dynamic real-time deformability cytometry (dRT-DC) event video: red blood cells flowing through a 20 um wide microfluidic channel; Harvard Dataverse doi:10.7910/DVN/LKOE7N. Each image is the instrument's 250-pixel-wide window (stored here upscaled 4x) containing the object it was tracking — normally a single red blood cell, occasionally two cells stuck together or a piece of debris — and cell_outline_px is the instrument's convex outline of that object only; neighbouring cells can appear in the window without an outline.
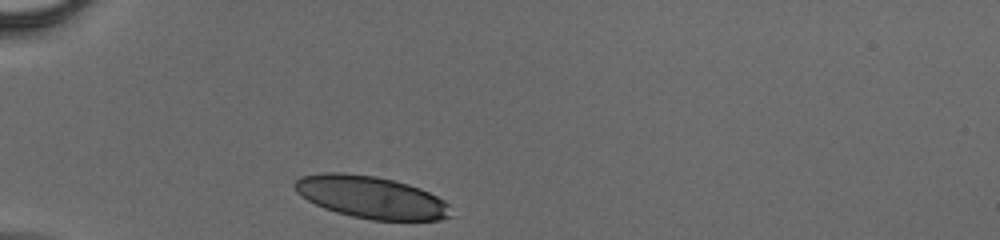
{"species": "human", "species_latin": "Homo sapiens", "temperature_condition": "cold", "stored_images_in_passage": 31, "camera_frame_rate_fps": 3000, "um_per_image_px": 0.085, "donor": {"sex": "male"}, "frame": {"image": 1, "passage_image": 1, "time_ms": 0.0, "image_size_px": [1000, 240], "cell_outline_px": [[452, 216], [440, 220], [372, 220], [352, 216], [336, 212], [324, 208], [300, 196], [296, 192], [292, 184], [300, 176], [324, 172], [344, 172], [376, 176], [408, 184], [420, 188], [444, 200], [448, 204]], "centroid_in_image_um": [31.51, 16.76], "position_along_channel_um": 53.5, "area_um2": 38.55}}
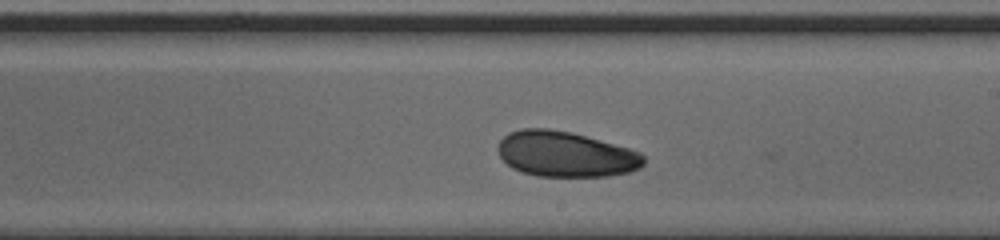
{"frame": {"image": 2, "passage_image": 18, "time_ms": 5.667, "image_size_px": [1000, 240], "cell_outline_px": [[644, 164], [640, 168], [628, 172], [608, 176], [536, 176], [512, 168], [500, 156], [496, 148], [500, 140], [508, 132], [520, 128], [548, 128], [572, 132], [628, 148], [640, 152], [644, 156]], "centroid_in_image_um": [48.05, 13.09], "position_along_channel_um": 241.0, "area_um2": 38.67}}
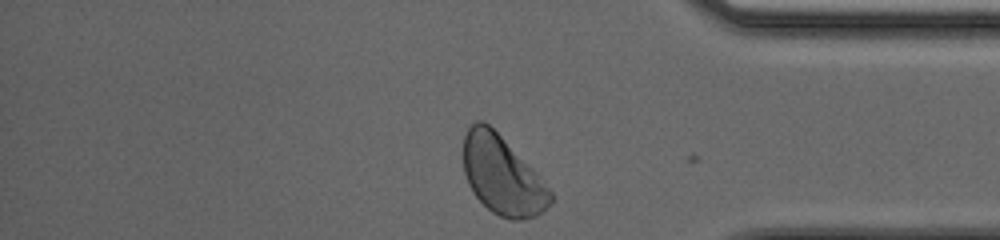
{"frame": {"image": 3, "passage_image": 31, "time_ms": 10.0, "image_size_px": [1000, 240], "cell_outline_px": [[552, 200], [536, 216], [524, 220], [512, 220], [500, 216], [492, 212], [472, 192], [468, 184], [464, 172], [464, 136], [468, 128], [476, 120], [484, 120], [536, 172], [552, 192]], "centroid_in_image_um": [42.67, 14.92], "position_along_channel_um": 392.5, "area_um2": 39.25}}